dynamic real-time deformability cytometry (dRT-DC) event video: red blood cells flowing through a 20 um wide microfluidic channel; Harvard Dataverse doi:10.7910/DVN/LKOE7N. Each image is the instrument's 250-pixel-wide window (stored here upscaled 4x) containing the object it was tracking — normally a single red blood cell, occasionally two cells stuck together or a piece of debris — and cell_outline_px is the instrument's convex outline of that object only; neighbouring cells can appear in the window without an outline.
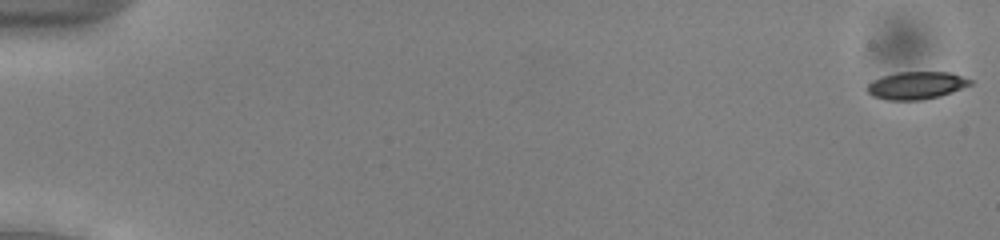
{"species": "common noctule bat (a hibernating species)", "species_latin": "Nyctalus noctula", "temperature_condition": "cold", "stored_images_in_passage": 18, "camera_frame_rate_fps": 3000, "um_per_image_px": 0.085, "animal": {"sex": "male", "body_mass_g": 13.0, "forearm_length_mm": 53.1}, "frame": {"image": 1, "passage_image": 1, "time_ms": 0.0, "image_size_px": [1000, 240], "cell_outline_px": [[972, 84], [952, 92], [940, 96], [924, 100], [888, 100], [872, 96], [868, 92], [868, 84], [872, 80], [884, 76], [900, 72], [952, 72], [972, 80]], "centroid_in_image_um": [77.91, 7.26], "position_along_channel_um": 7.1, "area_um2": 16.53}}